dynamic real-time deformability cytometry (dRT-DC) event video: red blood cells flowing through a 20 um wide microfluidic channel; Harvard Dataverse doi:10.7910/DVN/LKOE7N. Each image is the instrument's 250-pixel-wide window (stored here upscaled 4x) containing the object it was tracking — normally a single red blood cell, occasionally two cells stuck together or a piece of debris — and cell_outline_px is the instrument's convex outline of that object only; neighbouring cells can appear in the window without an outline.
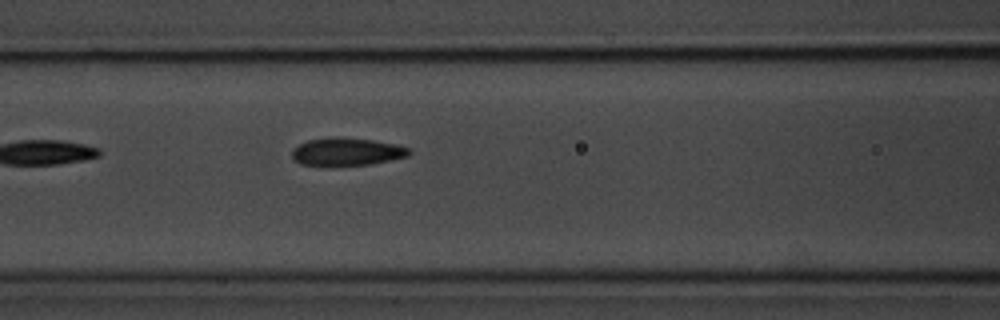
{"species": "common noctule bat (a hibernating species)", "species_latin": "Nyctalus noctula", "temperature_condition": "room temperature", "stored_images_in_passage": 5, "camera_frame_rate_fps": 3000, "um_per_image_px": 0.085, "animal": {"sex": "male", "body_mass_g": 20.1, "forearm_length_mm": 53.5}, "frame": {"image": 1, "passage_image": 5, "time_ms": 4.667, "image_size_px": [1000, 320], "cell_outline_px": [[412, 152], [408, 156], [372, 164], [300, 164], [292, 160], [292, 152], [300, 144], [308, 140], [332, 136], [372, 140], [412, 148]], "centroid_in_image_um": [29.5, 12.88], "position_along_channel_um": 137.1, "area_um2": 18.55}}